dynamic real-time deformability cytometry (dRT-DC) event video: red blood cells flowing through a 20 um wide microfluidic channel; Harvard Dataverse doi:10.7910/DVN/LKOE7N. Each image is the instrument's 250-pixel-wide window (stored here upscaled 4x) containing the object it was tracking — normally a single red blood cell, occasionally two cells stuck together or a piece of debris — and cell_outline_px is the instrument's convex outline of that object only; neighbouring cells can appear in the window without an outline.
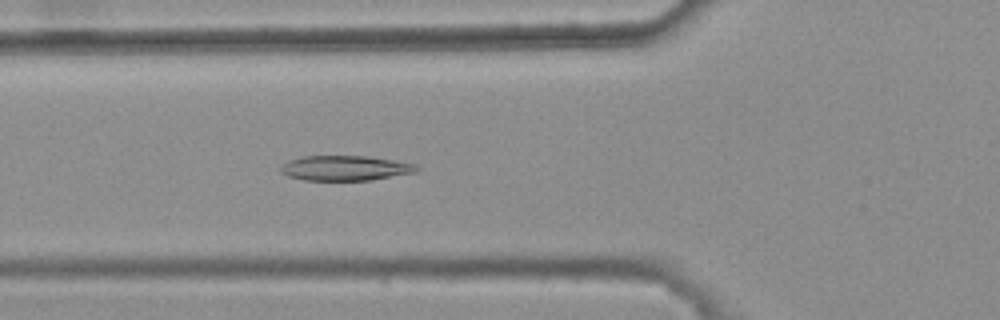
{"species": "common noctule bat (a hibernating species)", "species_latin": "Nyctalus noctula", "temperature_condition": "warm", "stored_images_in_passage": 4, "camera_frame_rate_fps": 3000, "um_per_image_px": 0.085, "animal": {"sex": "female", "body_mass_g": 25.1}, "frame": {"image": 1, "passage_image": 4, "time_ms": 1.0, "image_size_px": [1000, 320], "cell_outline_px": [[420, 168], [416, 172], [372, 180], [304, 180], [288, 176], [280, 172], [280, 168], [288, 160], [304, 156], [368, 156], [416, 164]], "centroid_in_image_um": [29.35, 14.29], "position_along_channel_um": 96.5, "area_um2": 19.77}}